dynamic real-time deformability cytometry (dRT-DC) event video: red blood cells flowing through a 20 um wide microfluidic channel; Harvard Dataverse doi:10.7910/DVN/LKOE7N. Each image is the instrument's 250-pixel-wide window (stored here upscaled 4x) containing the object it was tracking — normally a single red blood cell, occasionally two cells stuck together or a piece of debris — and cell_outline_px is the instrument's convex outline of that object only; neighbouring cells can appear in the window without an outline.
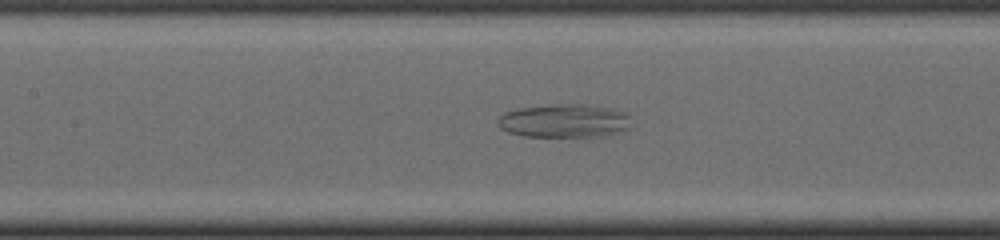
{"species": "common noctule bat (a hibernating species)", "species_latin": "Nyctalus noctula", "temperature_condition": "cold", "stored_images_in_passage": 52, "camera_frame_rate_fps": 3000, "um_per_image_px": 0.085, "animal": {"sex": "male", "body_mass_g": 19.0, "forearm_length_mm": 50.8}, "frame": {"image": 1, "passage_image": 23, "time_ms": 7.333, "image_size_px": [1000, 240], "cell_outline_px": [[628, 128], [624, 132], [584, 140], [524, 136], [508, 132], [500, 128], [496, 120], [504, 112], [520, 108], [552, 104], [588, 104], [608, 108], [620, 112], [628, 116]], "centroid_in_image_um": [47.94, 10.33], "position_along_channel_um": 159.5, "area_um2": 27.05}}
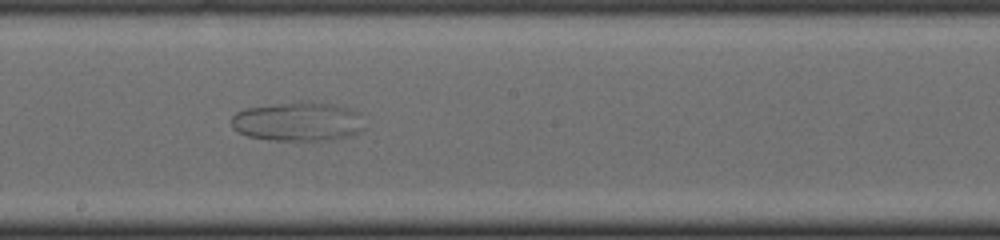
{"frame": {"image": 2, "passage_image": 28, "time_ms": 9.0, "image_size_px": [1000, 240], "cell_outline_px": [[360, 128], [356, 132], [348, 136], [332, 140], [268, 140], [248, 136], [236, 132], [232, 128], [232, 116], [236, 112], [244, 108], [300, 100], [328, 104], [344, 108], [352, 112]], "centroid_in_image_um": [25.11, 10.34], "position_along_channel_um": 223.1, "area_um2": 29.59}}